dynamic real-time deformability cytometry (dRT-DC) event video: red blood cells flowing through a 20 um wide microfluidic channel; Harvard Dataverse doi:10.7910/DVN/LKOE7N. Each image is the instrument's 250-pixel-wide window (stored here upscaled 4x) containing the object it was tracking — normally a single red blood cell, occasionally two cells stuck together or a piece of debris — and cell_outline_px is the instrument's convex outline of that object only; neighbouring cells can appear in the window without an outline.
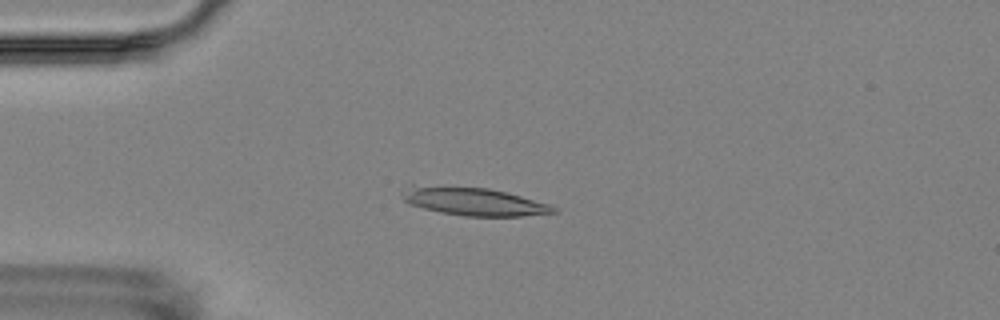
{"species": "Egyptian fruit bat (a non-hibernating species)", "species_latin": "Rousettus aegyptiacus", "temperature_condition": "room temperature", "stored_images_in_passage": 16, "camera_frame_rate_fps": 3000, "um_per_image_px": 0.085, "animal": {"sex": "female"}, "frame": {"image": 1, "passage_image": 4, "time_ms": 3.667, "image_size_px": [1000, 320], "cell_outline_px": [[560, 212], [524, 216], [464, 216], [440, 212], [408, 204], [404, 200], [400, 192], [412, 184], [488, 188], [508, 192], [552, 204]], "centroid_in_image_um": [40.28, 17.12], "position_along_channel_um": 44.7, "area_um2": 25.14}}
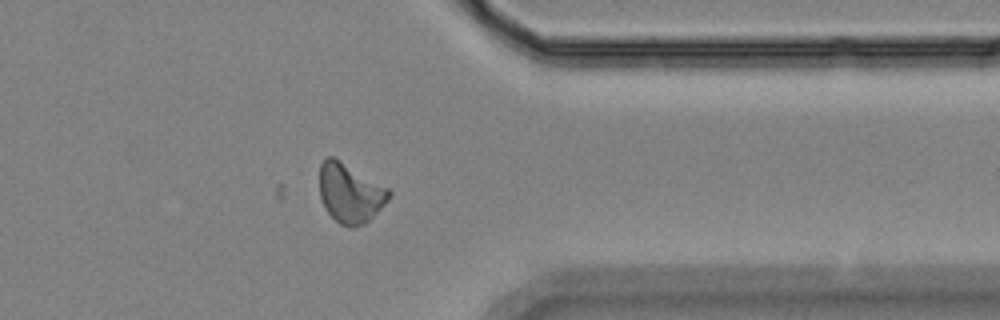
{"frame": {"image": 2, "passage_image": 13, "time_ms": 14.0, "image_size_px": [1000, 320], "cell_outline_px": [[392, 196], [364, 224], [352, 228], [348, 228], [340, 224], [324, 208], [320, 196], [320, 164], [324, 156], [332, 156], [388, 188], [392, 192]], "centroid_in_image_um": [29.74, 16.42], "position_along_channel_um": 381.7, "area_um2": 23.81}}